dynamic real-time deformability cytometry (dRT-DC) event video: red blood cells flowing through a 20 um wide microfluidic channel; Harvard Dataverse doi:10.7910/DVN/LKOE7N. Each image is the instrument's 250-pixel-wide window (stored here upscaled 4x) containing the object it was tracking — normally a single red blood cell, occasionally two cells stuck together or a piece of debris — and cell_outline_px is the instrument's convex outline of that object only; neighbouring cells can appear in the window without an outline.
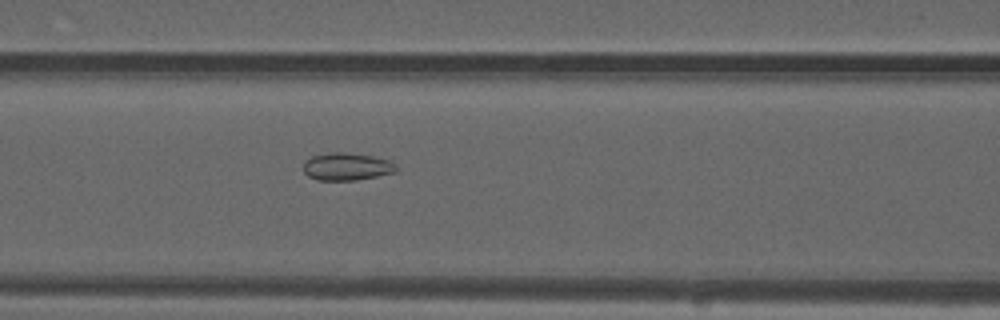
{"species": "common noctule bat (a hibernating species)", "species_latin": "Nyctalus noctula", "temperature_condition": "warm", "stored_images_in_passage": 30, "camera_frame_rate_fps": 3000, "um_per_image_px": 0.085, "animal": {"sex": "male", "forearm_length_mm": 52.5}, "frame": {"image": 1, "passage_image": 8, "time_ms": 2.333, "image_size_px": [1000, 320], "cell_outline_px": [[396, 172], [356, 180], [316, 180], [308, 176], [304, 172], [304, 160], [312, 156], [332, 152], [344, 152], [372, 156], [388, 160], [396, 168]], "centroid_in_image_um": [29.42, 14.16], "position_along_channel_um": 137.2, "area_um2": 14.74}}
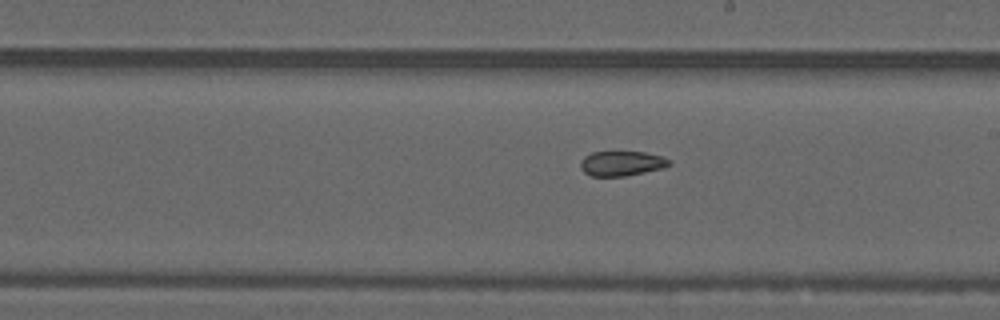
{"frame": {"image": 2, "passage_image": 16, "time_ms": 5.0, "image_size_px": [1000, 320], "cell_outline_px": [[672, 164], [664, 168], [624, 176], [592, 176], [584, 172], [580, 168], [580, 160], [584, 156], [592, 152], [644, 152], [664, 156], [672, 160]], "centroid_in_image_um": [52.87, 13.88], "position_along_channel_um": 236.1, "area_um2": 13.01}}
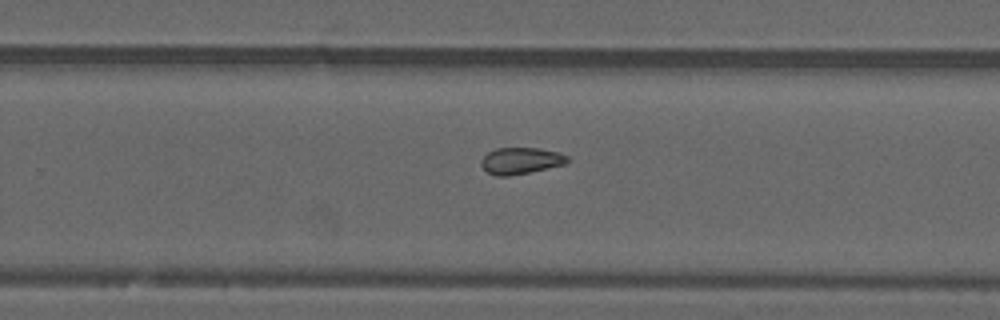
{"frame": {"image": 3, "passage_image": 20, "time_ms": 6.333, "image_size_px": [1000, 320], "cell_outline_px": [[568, 160], [564, 164], [528, 172], [508, 176], [496, 176], [488, 172], [480, 164], [480, 160], [488, 152], [496, 148], [540, 148], [556, 152], [568, 156]], "centroid_in_image_um": [44.22, 13.65], "position_along_channel_um": 285.6, "area_um2": 13.12}}